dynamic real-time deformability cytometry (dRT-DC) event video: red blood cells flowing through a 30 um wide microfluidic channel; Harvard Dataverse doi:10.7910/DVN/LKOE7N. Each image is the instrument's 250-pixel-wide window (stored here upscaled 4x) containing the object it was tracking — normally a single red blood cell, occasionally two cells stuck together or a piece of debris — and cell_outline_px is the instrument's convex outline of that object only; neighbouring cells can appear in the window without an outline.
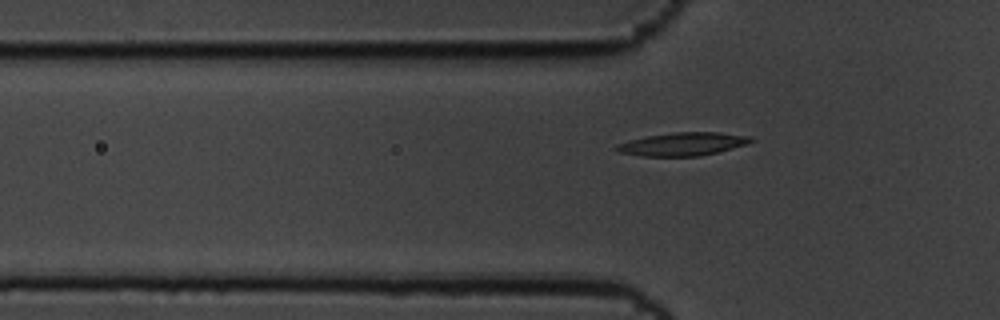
{"species": "common noctule bat (a hibernating species)", "species_latin": "Nyctalus noctula", "temperature_condition": "cold", "stored_images_in_passage": 40, "camera_frame_rate_fps": 3000, "um_per_image_px": 0.085, "animal": {"sex": "male", "body_mass_g": 19.5, "forearm_length_mm": 54.6}, "frame": {"image": 1, "passage_image": 6, "time_ms": 1.667, "image_size_px": [1000, 320], "cell_outline_px": [[756, 140], [744, 144], [716, 152], [700, 156], [644, 156], [620, 152], [612, 148], [616, 144], [628, 140], [648, 136], [676, 132], [720, 132], [752, 136]], "centroid_in_image_um": [58.02, 12.23], "position_along_channel_um": 67.8, "area_um2": 18.03}}
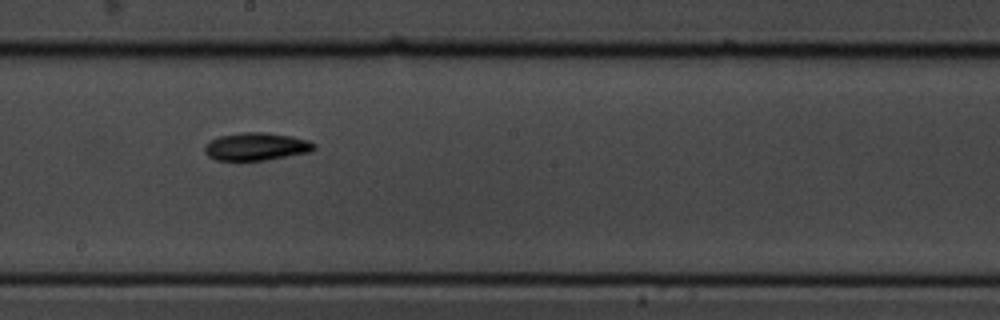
{"frame": {"image": 2, "passage_image": 20, "time_ms": 6.333, "image_size_px": [1000, 320], "cell_outline_px": [[316, 148], [308, 152], [264, 160], [216, 160], [208, 156], [204, 152], [204, 144], [208, 140], [220, 136], [240, 132], [264, 132], [292, 136], [308, 140], [316, 144]], "centroid_in_image_um": [21.74, 12.44], "position_along_channel_um": 226.5, "area_um2": 17.74}}
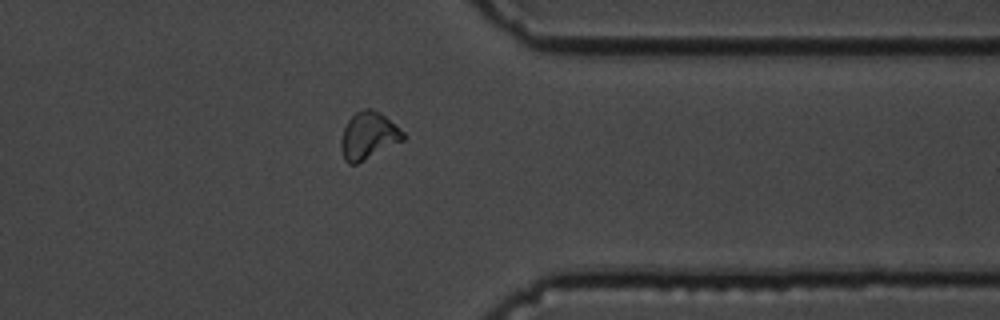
{"frame": {"image": 3, "passage_image": 34, "time_ms": 11.0, "image_size_px": [1000, 320], "cell_outline_px": [[404, 140], [356, 164], [348, 164], [344, 160], [340, 148], [340, 140], [344, 128], [348, 120], [356, 112], [364, 108], [372, 108], [380, 112], [400, 128], [404, 132]], "centroid_in_image_um": [31.3, 11.53], "position_along_channel_um": 380.1, "area_um2": 17.11}}